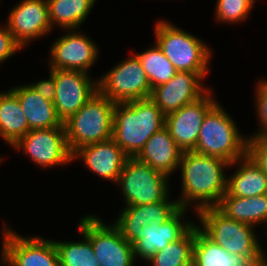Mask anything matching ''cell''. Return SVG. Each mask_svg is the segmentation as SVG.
I'll use <instances>...</instances> for the list:
<instances>
[{"mask_svg": "<svg viewBox=\"0 0 267 266\" xmlns=\"http://www.w3.org/2000/svg\"><path fill=\"white\" fill-rule=\"evenodd\" d=\"M230 164L222 158L183 151L179 163L182 180L179 206L184 209L192 206L195 213L216 207L227 192L225 170L230 169Z\"/></svg>", "mask_w": 267, "mask_h": 266, "instance_id": "1", "label": "cell"}, {"mask_svg": "<svg viewBox=\"0 0 267 266\" xmlns=\"http://www.w3.org/2000/svg\"><path fill=\"white\" fill-rule=\"evenodd\" d=\"M164 126L165 116L150 98L114 105L112 138L128 157H136Z\"/></svg>", "mask_w": 267, "mask_h": 266, "instance_id": "2", "label": "cell"}, {"mask_svg": "<svg viewBox=\"0 0 267 266\" xmlns=\"http://www.w3.org/2000/svg\"><path fill=\"white\" fill-rule=\"evenodd\" d=\"M199 229L227 252L248 257L256 266H264L267 252L261 247L255 227L226 217L216 207L196 213Z\"/></svg>", "mask_w": 267, "mask_h": 266, "instance_id": "3", "label": "cell"}, {"mask_svg": "<svg viewBox=\"0 0 267 266\" xmlns=\"http://www.w3.org/2000/svg\"><path fill=\"white\" fill-rule=\"evenodd\" d=\"M155 43L176 71L209 73L212 49L201 38L178 28L172 22L155 23Z\"/></svg>", "mask_w": 267, "mask_h": 266, "instance_id": "4", "label": "cell"}, {"mask_svg": "<svg viewBox=\"0 0 267 266\" xmlns=\"http://www.w3.org/2000/svg\"><path fill=\"white\" fill-rule=\"evenodd\" d=\"M243 136L234 119L218 102L205 115L197 144L192 151L233 163L247 154L248 135Z\"/></svg>", "mask_w": 267, "mask_h": 266, "instance_id": "5", "label": "cell"}, {"mask_svg": "<svg viewBox=\"0 0 267 266\" xmlns=\"http://www.w3.org/2000/svg\"><path fill=\"white\" fill-rule=\"evenodd\" d=\"M114 105L113 101L98 91L81 109L63 122L71 153L82 146L112 138Z\"/></svg>", "mask_w": 267, "mask_h": 266, "instance_id": "6", "label": "cell"}, {"mask_svg": "<svg viewBox=\"0 0 267 266\" xmlns=\"http://www.w3.org/2000/svg\"><path fill=\"white\" fill-rule=\"evenodd\" d=\"M170 178L141 162L136 157H128L118 177V184L125 206L156 203L166 199L171 192Z\"/></svg>", "mask_w": 267, "mask_h": 266, "instance_id": "7", "label": "cell"}, {"mask_svg": "<svg viewBox=\"0 0 267 266\" xmlns=\"http://www.w3.org/2000/svg\"><path fill=\"white\" fill-rule=\"evenodd\" d=\"M77 229L90 240L100 266H135L133 245L113 223L108 225L98 216L87 214Z\"/></svg>", "mask_w": 267, "mask_h": 266, "instance_id": "8", "label": "cell"}, {"mask_svg": "<svg viewBox=\"0 0 267 266\" xmlns=\"http://www.w3.org/2000/svg\"><path fill=\"white\" fill-rule=\"evenodd\" d=\"M98 91L114 103L150 98L152 87L133 53L98 78Z\"/></svg>", "mask_w": 267, "mask_h": 266, "instance_id": "9", "label": "cell"}, {"mask_svg": "<svg viewBox=\"0 0 267 266\" xmlns=\"http://www.w3.org/2000/svg\"><path fill=\"white\" fill-rule=\"evenodd\" d=\"M4 224L0 262L3 266H60L54 240L22 236ZM41 237V238H40Z\"/></svg>", "mask_w": 267, "mask_h": 266, "instance_id": "10", "label": "cell"}, {"mask_svg": "<svg viewBox=\"0 0 267 266\" xmlns=\"http://www.w3.org/2000/svg\"><path fill=\"white\" fill-rule=\"evenodd\" d=\"M11 148L23 151L40 168L64 166L72 162L64 123L60 127L30 130Z\"/></svg>", "mask_w": 267, "mask_h": 266, "instance_id": "11", "label": "cell"}, {"mask_svg": "<svg viewBox=\"0 0 267 266\" xmlns=\"http://www.w3.org/2000/svg\"><path fill=\"white\" fill-rule=\"evenodd\" d=\"M65 33L55 39L50 47V59L47 62L49 69L80 70L89 73L99 58L98 46L79 29L66 30Z\"/></svg>", "mask_w": 267, "mask_h": 266, "instance_id": "12", "label": "cell"}, {"mask_svg": "<svg viewBox=\"0 0 267 266\" xmlns=\"http://www.w3.org/2000/svg\"><path fill=\"white\" fill-rule=\"evenodd\" d=\"M80 70L54 69L56 93L53 104L57 116L66 121L98 92V79Z\"/></svg>", "mask_w": 267, "mask_h": 266, "instance_id": "13", "label": "cell"}, {"mask_svg": "<svg viewBox=\"0 0 267 266\" xmlns=\"http://www.w3.org/2000/svg\"><path fill=\"white\" fill-rule=\"evenodd\" d=\"M211 91L165 116V127L182 151L195 148L205 115L218 103Z\"/></svg>", "mask_w": 267, "mask_h": 266, "instance_id": "14", "label": "cell"}, {"mask_svg": "<svg viewBox=\"0 0 267 266\" xmlns=\"http://www.w3.org/2000/svg\"><path fill=\"white\" fill-rule=\"evenodd\" d=\"M208 73L177 71L165 84L152 88L150 99L164 116L203 96L210 88L202 81Z\"/></svg>", "mask_w": 267, "mask_h": 266, "instance_id": "15", "label": "cell"}, {"mask_svg": "<svg viewBox=\"0 0 267 266\" xmlns=\"http://www.w3.org/2000/svg\"><path fill=\"white\" fill-rule=\"evenodd\" d=\"M6 22L5 25L23 49L31 41L53 30L47 0H21L9 12Z\"/></svg>", "mask_w": 267, "mask_h": 266, "instance_id": "16", "label": "cell"}, {"mask_svg": "<svg viewBox=\"0 0 267 266\" xmlns=\"http://www.w3.org/2000/svg\"><path fill=\"white\" fill-rule=\"evenodd\" d=\"M188 209L180 208L169 220L160 224L157 221L143 227L139 240L133 245L135 258L149 260L157 251L169 243L181 239L194 225L195 221L185 220ZM184 217V218H183Z\"/></svg>", "mask_w": 267, "mask_h": 266, "instance_id": "17", "label": "cell"}, {"mask_svg": "<svg viewBox=\"0 0 267 266\" xmlns=\"http://www.w3.org/2000/svg\"><path fill=\"white\" fill-rule=\"evenodd\" d=\"M169 195L163 201L136 206H124L118 213L114 225L120 230L126 241L134 245L139 240V233L144 226L157 221L162 224L169 220L181 207ZM169 199V200H168Z\"/></svg>", "mask_w": 267, "mask_h": 266, "instance_id": "18", "label": "cell"}, {"mask_svg": "<svg viewBox=\"0 0 267 266\" xmlns=\"http://www.w3.org/2000/svg\"><path fill=\"white\" fill-rule=\"evenodd\" d=\"M128 156L113 138L82 146L72 153V161L83 160L85 167L104 180L117 182Z\"/></svg>", "mask_w": 267, "mask_h": 266, "instance_id": "19", "label": "cell"}, {"mask_svg": "<svg viewBox=\"0 0 267 266\" xmlns=\"http://www.w3.org/2000/svg\"><path fill=\"white\" fill-rule=\"evenodd\" d=\"M182 154L183 151L164 126L150 137L136 158L171 177L179 169Z\"/></svg>", "mask_w": 267, "mask_h": 266, "instance_id": "20", "label": "cell"}, {"mask_svg": "<svg viewBox=\"0 0 267 266\" xmlns=\"http://www.w3.org/2000/svg\"><path fill=\"white\" fill-rule=\"evenodd\" d=\"M10 90L17 96L30 130L55 128L63 124L53 102L44 99L28 84L17 85Z\"/></svg>", "mask_w": 267, "mask_h": 266, "instance_id": "21", "label": "cell"}, {"mask_svg": "<svg viewBox=\"0 0 267 266\" xmlns=\"http://www.w3.org/2000/svg\"><path fill=\"white\" fill-rule=\"evenodd\" d=\"M238 166L232 175L227 176V192L236 197H253L267 194V174L246 154L230 164Z\"/></svg>", "mask_w": 267, "mask_h": 266, "instance_id": "22", "label": "cell"}, {"mask_svg": "<svg viewBox=\"0 0 267 266\" xmlns=\"http://www.w3.org/2000/svg\"><path fill=\"white\" fill-rule=\"evenodd\" d=\"M216 208L226 217L253 227L267 224V194L247 198L226 192Z\"/></svg>", "mask_w": 267, "mask_h": 266, "instance_id": "23", "label": "cell"}, {"mask_svg": "<svg viewBox=\"0 0 267 266\" xmlns=\"http://www.w3.org/2000/svg\"><path fill=\"white\" fill-rule=\"evenodd\" d=\"M192 266H256L248 257L227 252L195 224Z\"/></svg>", "mask_w": 267, "mask_h": 266, "instance_id": "24", "label": "cell"}, {"mask_svg": "<svg viewBox=\"0 0 267 266\" xmlns=\"http://www.w3.org/2000/svg\"><path fill=\"white\" fill-rule=\"evenodd\" d=\"M7 90L0 92V137L12 147L30 129L17 96Z\"/></svg>", "mask_w": 267, "mask_h": 266, "instance_id": "25", "label": "cell"}, {"mask_svg": "<svg viewBox=\"0 0 267 266\" xmlns=\"http://www.w3.org/2000/svg\"><path fill=\"white\" fill-rule=\"evenodd\" d=\"M97 0H47L52 29L56 26L63 31L79 29L88 19Z\"/></svg>", "mask_w": 267, "mask_h": 266, "instance_id": "26", "label": "cell"}, {"mask_svg": "<svg viewBox=\"0 0 267 266\" xmlns=\"http://www.w3.org/2000/svg\"><path fill=\"white\" fill-rule=\"evenodd\" d=\"M195 225L179 240L157 251L149 260L150 266H192Z\"/></svg>", "mask_w": 267, "mask_h": 266, "instance_id": "27", "label": "cell"}, {"mask_svg": "<svg viewBox=\"0 0 267 266\" xmlns=\"http://www.w3.org/2000/svg\"><path fill=\"white\" fill-rule=\"evenodd\" d=\"M152 47L134 53L140 61L152 88L167 83L177 72L154 42Z\"/></svg>", "mask_w": 267, "mask_h": 266, "instance_id": "28", "label": "cell"}, {"mask_svg": "<svg viewBox=\"0 0 267 266\" xmlns=\"http://www.w3.org/2000/svg\"><path fill=\"white\" fill-rule=\"evenodd\" d=\"M82 241H57L54 240L57 249L60 266H100L95 257L90 240L79 232Z\"/></svg>", "mask_w": 267, "mask_h": 266, "instance_id": "29", "label": "cell"}, {"mask_svg": "<svg viewBox=\"0 0 267 266\" xmlns=\"http://www.w3.org/2000/svg\"><path fill=\"white\" fill-rule=\"evenodd\" d=\"M255 4L254 0H216L214 17L221 24L245 22Z\"/></svg>", "mask_w": 267, "mask_h": 266, "instance_id": "30", "label": "cell"}, {"mask_svg": "<svg viewBox=\"0 0 267 266\" xmlns=\"http://www.w3.org/2000/svg\"><path fill=\"white\" fill-rule=\"evenodd\" d=\"M255 107L259 120V129L250 136H262L267 134V78L258 81L255 87Z\"/></svg>", "mask_w": 267, "mask_h": 266, "instance_id": "31", "label": "cell"}, {"mask_svg": "<svg viewBox=\"0 0 267 266\" xmlns=\"http://www.w3.org/2000/svg\"><path fill=\"white\" fill-rule=\"evenodd\" d=\"M247 154L267 174V134L248 136Z\"/></svg>", "mask_w": 267, "mask_h": 266, "instance_id": "32", "label": "cell"}, {"mask_svg": "<svg viewBox=\"0 0 267 266\" xmlns=\"http://www.w3.org/2000/svg\"><path fill=\"white\" fill-rule=\"evenodd\" d=\"M22 46L15 40L12 33L6 25L0 26V65L18 50H22Z\"/></svg>", "mask_w": 267, "mask_h": 266, "instance_id": "33", "label": "cell"}, {"mask_svg": "<svg viewBox=\"0 0 267 266\" xmlns=\"http://www.w3.org/2000/svg\"><path fill=\"white\" fill-rule=\"evenodd\" d=\"M49 74L48 79L39 80L28 85L38 92L44 99L53 102L56 93L54 69H49Z\"/></svg>", "mask_w": 267, "mask_h": 266, "instance_id": "34", "label": "cell"}, {"mask_svg": "<svg viewBox=\"0 0 267 266\" xmlns=\"http://www.w3.org/2000/svg\"><path fill=\"white\" fill-rule=\"evenodd\" d=\"M266 231H265V234L267 233V224L265 225V228H264ZM267 236V235H266Z\"/></svg>", "mask_w": 267, "mask_h": 266, "instance_id": "35", "label": "cell"}, {"mask_svg": "<svg viewBox=\"0 0 267 266\" xmlns=\"http://www.w3.org/2000/svg\"><path fill=\"white\" fill-rule=\"evenodd\" d=\"M264 266H267V260H264Z\"/></svg>", "mask_w": 267, "mask_h": 266, "instance_id": "36", "label": "cell"}]
</instances>
